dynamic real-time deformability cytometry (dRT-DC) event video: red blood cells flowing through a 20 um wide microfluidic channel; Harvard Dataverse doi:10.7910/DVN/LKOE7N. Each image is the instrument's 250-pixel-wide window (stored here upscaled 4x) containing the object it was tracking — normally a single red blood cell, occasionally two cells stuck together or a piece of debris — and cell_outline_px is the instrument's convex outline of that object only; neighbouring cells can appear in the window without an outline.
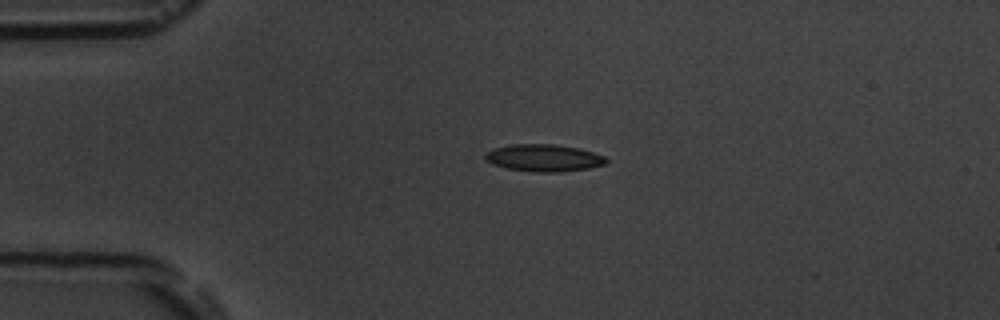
{"species": "common noctule bat (a hibernating species)", "species_latin": "Nyctalus noctula", "temperature_condition": "room temperature", "stored_images_in_passage": 2, "camera_frame_rate_fps": 3000, "um_per_image_px": 0.085, "animal": {"sex": "male", "body_mass_g": 19.5, "forearm_length_mm": 54.6}, "frame": {"image": 1, "passage_image": 1, "time_ms": 0.0, "image_size_px": [1000, 320], "cell_outline_px": [[608, 160], [604, 164], [588, 168], [560, 172], [540, 172], [508, 168], [492, 164], [484, 160], [484, 156], [492, 148], [512, 144], [556, 144], [580, 148], [604, 156]], "centroid_in_image_um": [46.2, 13.41], "position_along_channel_um": 38.8, "area_um2": 19.07}}